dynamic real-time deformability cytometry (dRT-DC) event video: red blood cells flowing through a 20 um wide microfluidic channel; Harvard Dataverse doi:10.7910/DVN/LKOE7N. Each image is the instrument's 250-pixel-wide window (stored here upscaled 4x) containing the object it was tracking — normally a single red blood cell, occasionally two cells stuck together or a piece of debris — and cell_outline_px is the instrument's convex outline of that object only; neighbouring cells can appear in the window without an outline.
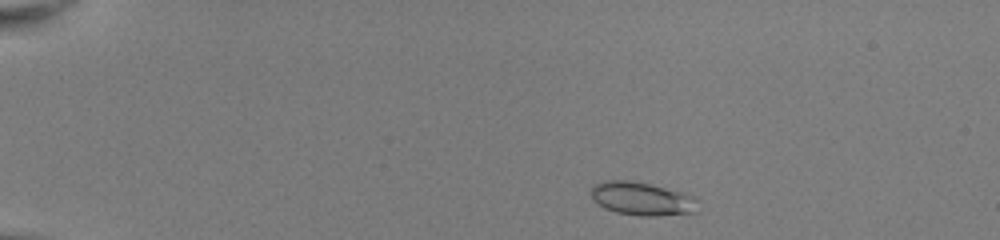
{"species": "common noctule bat (a hibernating species)", "species_latin": "Nyctalus noctula", "temperature_condition": "room temperature", "stored_images_in_passage": 43, "camera_frame_rate_fps": 3000, "um_per_image_px": 0.085, "animal": {"sex": "female", "body_mass_g": 22.0, "forearm_length_mm": 56.7}, "frame": {"image": 1, "passage_image": 2, "time_ms": 0.333, "image_size_px": [1000, 240], "cell_outline_px": [[696, 212], [656, 216], [640, 216], [616, 212], [604, 208], [592, 200], [592, 184], [604, 180], [628, 180], [648, 184], [684, 192], [692, 196], [696, 200]], "centroid_in_image_um": [54.52, 16.89], "position_along_channel_um": 30.5, "area_um2": 20.69}}
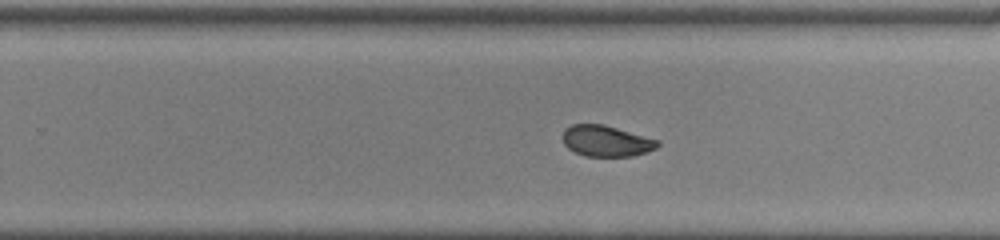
{"frame": {"image": 2, "passage_image": 27, "time_ms": 8.667, "image_size_px": [1000, 240], "cell_outline_px": [[660, 144], [656, 148], [648, 152], [632, 156], [584, 156], [568, 148], [564, 144], [564, 128], [572, 124], [604, 124], [660, 140]], "centroid_in_image_um": [51.56, 11.98], "position_along_channel_um": 278.2, "area_um2": 17.22}}
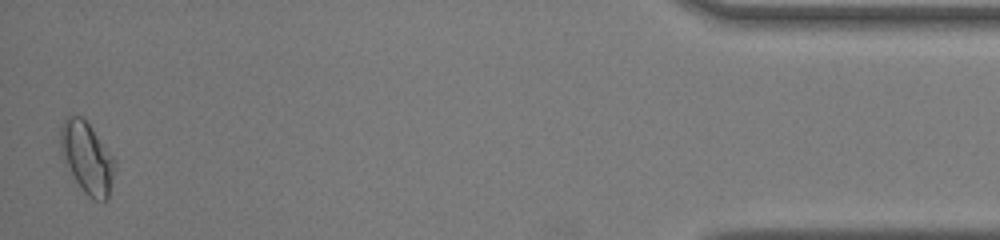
{"frame": {"image": 3, "passage_image": 43, "time_ms": 14.0, "image_size_px": [1000, 240], "cell_outline_px": [[116, 168], [108, 196], [104, 200], [92, 200], [84, 192], [64, 164], [60, 156], [60, 128], [64, 120], [68, 116], [80, 116], [92, 128], [112, 156], [116, 164]], "centroid_in_image_um": [7.36, 13.42], "position_along_channel_um": 427.8, "area_um2": 22.48}, "authors_computed_cell_mechanics": {"area_um2": 18.6694, "velocity_mm_per_s": 4.044, "shape_relaxation_time_tau1_ms": null, "shape_relaxation_time_tau2_ms": 0.9386, "deformation_change_tau1": null, "deformation_change_tau2": 0.044}}